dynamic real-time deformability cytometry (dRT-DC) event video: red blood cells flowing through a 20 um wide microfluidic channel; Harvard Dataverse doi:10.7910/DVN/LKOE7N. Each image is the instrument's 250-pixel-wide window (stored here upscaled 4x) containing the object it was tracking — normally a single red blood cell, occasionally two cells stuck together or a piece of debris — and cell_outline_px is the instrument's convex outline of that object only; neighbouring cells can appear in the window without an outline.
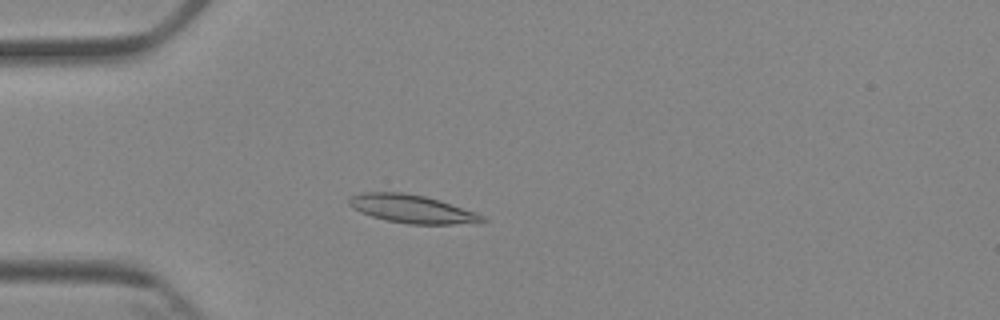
{"species": "Egyptian fruit bat (a non-hibernating species)", "species_latin": "Rousettus aegyptiacus", "temperature_condition": "cold", "stored_images_in_passage": 4, "camera_frame_rate_fps": 3000, "um_per_image_px": 0.085, "animal": {"sex": "female"}, "frame": {"image": 1, "passage_image": 4, "time_ms": 3.667, "image_size_px": [1000, 320], "cell_outline_px": [[488, 220], [484, 224], [408, 224], [384, 220], [360, 212], [352, 208], [348, 204], [348, 200], [352, 196], [360, 192], [400, 192], [424, 196], [440, 200], [476, 212], [484, 216]], "centroid_in_image_um": [35.08, 17.77], "position_along_channel_um": 49.9, "area_um2": 22.25}}